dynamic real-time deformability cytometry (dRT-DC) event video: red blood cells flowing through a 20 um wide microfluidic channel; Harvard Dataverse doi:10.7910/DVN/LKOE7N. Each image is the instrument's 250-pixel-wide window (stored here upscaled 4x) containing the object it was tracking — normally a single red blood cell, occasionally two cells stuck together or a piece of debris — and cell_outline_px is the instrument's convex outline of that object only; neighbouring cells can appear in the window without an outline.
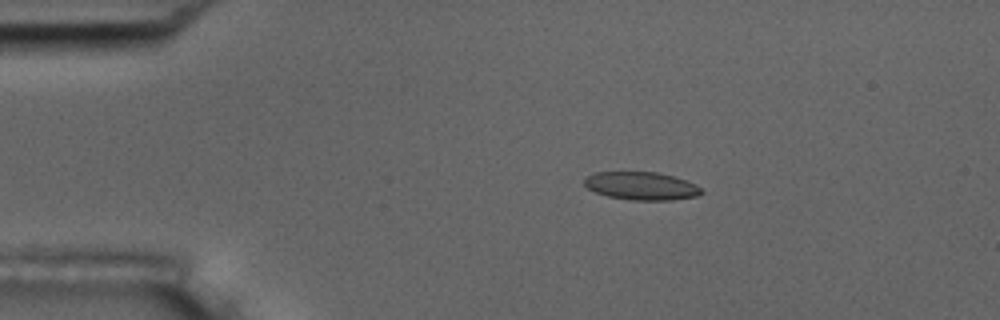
{"species": "common noctule bat (a hibernating species)", "species_latin": "Nyctalus noctula", "temperature_condition": "room temperature", "stored_images_in_passage": 9, "camera_frame_rate_fps": 3000, "um_per_image_px": 0.085, "animal": {"sex": "male", "body_mass_g": 17.5, "forearm_length_mm": 52.3}, "frame": {"image": 1, "passage_image": 3, "time_ms": 2.0, "image_size_px": [1000, 320], "cell_outline_px": [[704, 192], [696, 196], [672, 200], [628, 200], [608, 196], [596, 192], [588, 188], [584, 184], [584, 180], [588, 176], [596, 172], [656, 172], [688, 180], [696, 184]], "centroid_in_image_um": [54.54, 15.81], "position_along_channel_um": 30.5, "area_um2": 19.07}}
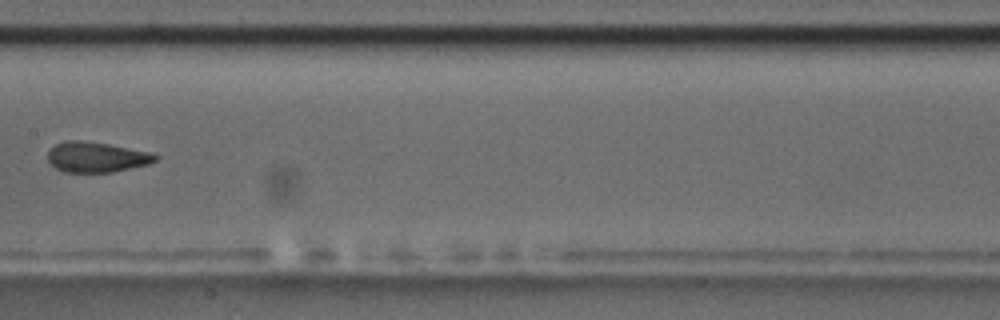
{"frame": {"image": 2, "passage_image": 8, "time_ms": 8.0, "image_size_px": [1000, 320], "cell_outline_px": [[160, 156], [156, 160], [148, 164], [112, 172], [64, 172], [56, 168], [48, 160], [48, 152], [56, 144], [68, 140], [80, 140], [108, 144], [152, 152]], "centroid_in_image_um": [8.22, 13.35], "position_along_channel_um": 199.2, "area_um2": 18.9}}
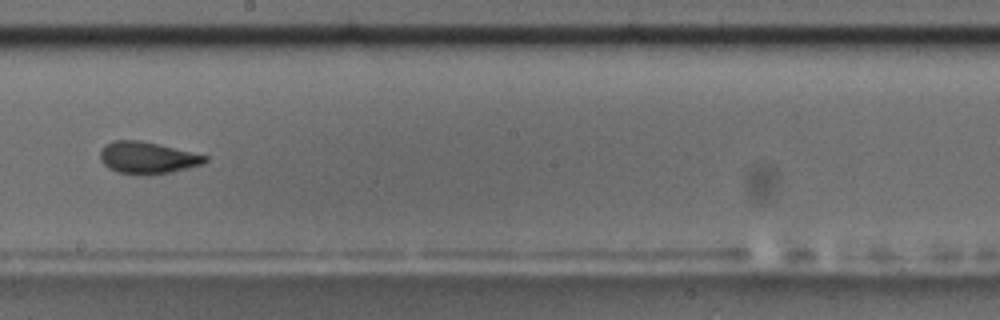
{"frame": {"image": 3, "passage_image": 9, "time_ms": 9.0, "image_size_px": [1000, 320], "cell_outline_px": [[208, 160], [204, 164], [172, 172], [148, 176], [120, 172], [108, 168], [100, 160], [100, 152], [104, 144], [112, 140], [140, 140], [208, 156]], "centroid_in_image_um": [12.52, 13.42], "position_along_channel_um": 235.7, "area_um2": 19.59}}